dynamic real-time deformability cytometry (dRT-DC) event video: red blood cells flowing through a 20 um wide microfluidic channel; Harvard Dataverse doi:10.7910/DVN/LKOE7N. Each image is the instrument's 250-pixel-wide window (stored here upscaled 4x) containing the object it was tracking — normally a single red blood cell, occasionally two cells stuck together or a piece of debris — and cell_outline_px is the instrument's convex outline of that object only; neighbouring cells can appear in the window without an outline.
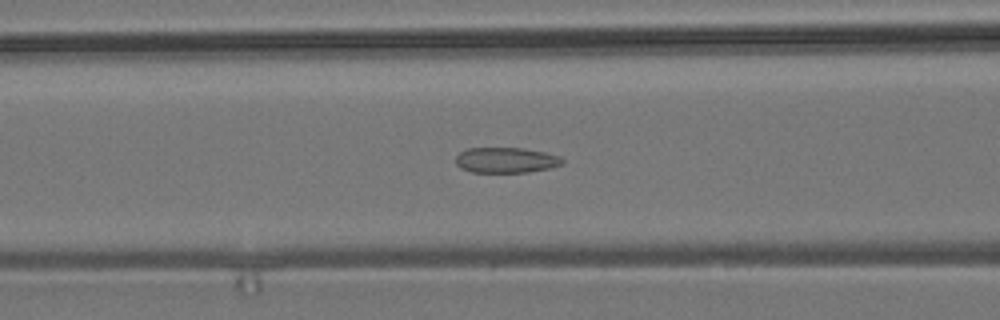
{"species": "common noctule bat (a hibernating species)", "species_latin": "Nyctalus noctula", "temperature_condition": "room temperature", "stored_images_in_passage": 47, "camera_frame_rate_fps": 3000, "um_per_image_px": 0.085, "animal": {"sex": "male", "body_mass_g": 19.2, "forearm_length_mm": 51.8}, "frame": {"image": 1, "passage_image": 15, "time_ms": 4.667, "image_size_px": [1000, 320], "cell_outline_px": [[564, 164], [548, 168], [528, 172], [472, 172], [460, 168], [456, 164], [456, 156], [460, 152], [468, 148], [520, 148], [544, 152], [560, 156], [564, 160]], "centroid_in_image_um": [43.01, 13.61], "position_along_channel_um": 123.6, "area_um2": 15.78}}
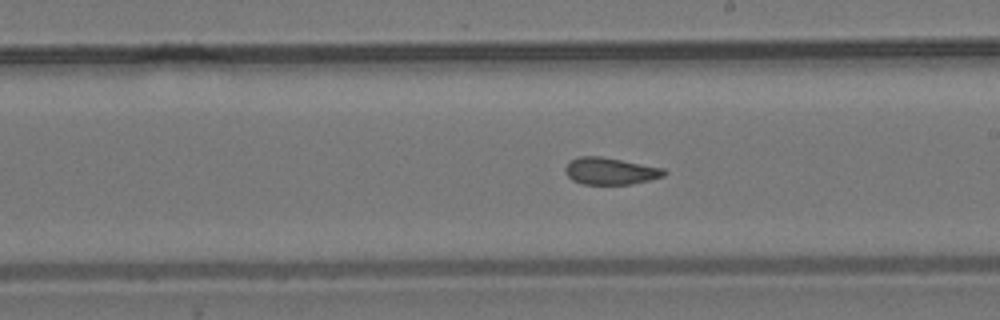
{"frame": {"image": 2, "passage_image": 24, "time_ms": 7.667, "image_size_px": [1000, 320], "cell_outline_px": [[668, 172], [664, 176], [632, 184], [584, 184], [572, 180], [564, 172], [564, 168], [572, 160], [580, 156], [600, 156], [664, 168]], "centroid_in_image_um": [51.88, 14.54], "position_along_channel_um": 237.1, "area_um2": 15.43}}
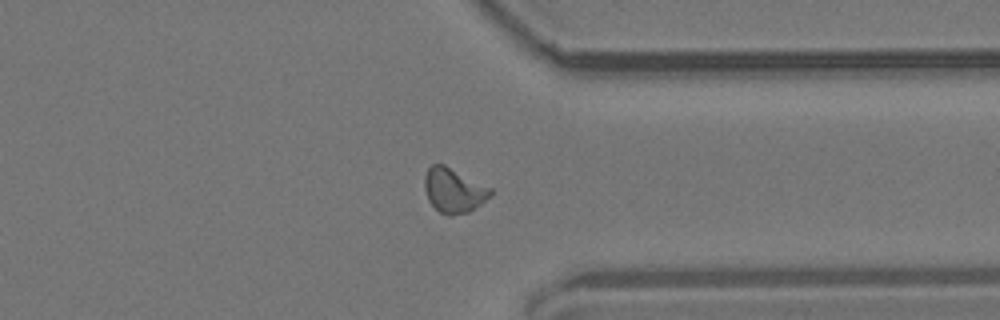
{"frame": {"image": 3, "passage_image": 35, "time_ms": 11.333, "image_size_px": [1000, 320], "cell_outline_px": [[492, 196], [468, 212], [452, 216], [448, 216], [440, 212], [428, 200], [424, 188], [424, 176], [428, 168], [432, 164], [444, 164], [492, 188]], "centroid_in_image_um": [38.56, 16.18], "position_along_channel_um": 372.8, "area_um2": 17.17}, "authors_computed_cell_mechanics": {"area_um2": 16.184, "velocity_mm_per_s": 3.7892, "shape_relaxation_time_tau1_ms": null, "shape_relaxation_time_tau2_ms": 1.6602, "deformation_change_tau1": null, "deformation_change_tau2": 0.0844}}